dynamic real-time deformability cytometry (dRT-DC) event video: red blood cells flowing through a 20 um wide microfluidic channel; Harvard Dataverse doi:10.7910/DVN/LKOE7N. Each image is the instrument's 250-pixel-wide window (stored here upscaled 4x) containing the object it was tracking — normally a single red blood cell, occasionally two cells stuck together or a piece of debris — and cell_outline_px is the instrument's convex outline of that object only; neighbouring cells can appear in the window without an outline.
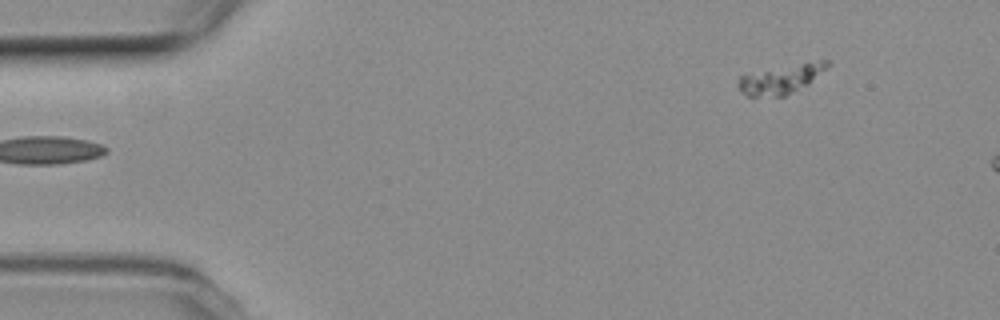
{"species": "common noctule bat (a hibernating species)", "species_latin": "Nyctalus noctula", "temperature_condition": "room temperature", "stored_images_in_passage": 6, "camera_frame_rate_fps": 3000, "um_per_image_px": 0.085, "animal": {"sex": "female", "body_mass_g": 19.3, "forearm_length_mm": 54.1}, "frame": {"image": 1, "passage_image": 1, "time_ms": 0.0, "image_size_px": [1000, 320], "cell_outline_px": [[832, 64], [828, 68], [808, 84], [784, 96], [748, 96], [736, 84], [736, 80], [740, 76], [820, 60], [828, 60]], "centroid_in_image_um": [66.44, 6.74], "position_along_channel_um": 18.6, "area_um2": 14.45}}